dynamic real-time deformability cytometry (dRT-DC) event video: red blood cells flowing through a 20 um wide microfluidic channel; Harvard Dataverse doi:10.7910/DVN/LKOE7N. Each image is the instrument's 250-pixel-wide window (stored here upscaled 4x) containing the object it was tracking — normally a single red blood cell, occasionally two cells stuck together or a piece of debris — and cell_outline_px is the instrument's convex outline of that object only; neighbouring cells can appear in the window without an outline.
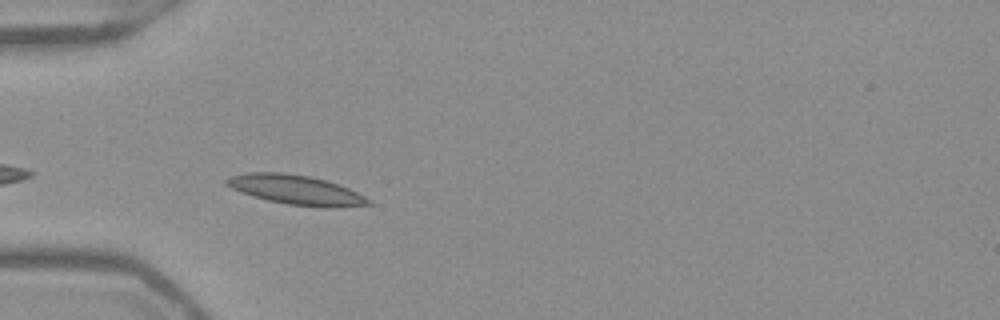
{"species": "Egyptian fruit bat (a non-hibernating species)", "species_latin": "Rousettus aegyptiacus", "temperature_condition": "warm", "stored_images_in_passage": 31, "camera_frame_rate_fps": 3000, "um_per_image_px": 0.085, "frame": {"image": 1, "passage_image": 3, "time_ms": 0.667, "image_size_px": [1000, 320], "cell_outline_px": [[372, 204], [332, 208], [324, 208], [288, 204], [268, 200], [252, 196], [240, 192], [224, 184], [224, 180], [228, 176], [248, 172], [280, 172], [308, 176], [324, 180], [348, 188], [372, 200]], "centroid_in_image_um": [25.12, 16.14], "position_along_channel_um": 59.9, "area_um2": 24.39}}
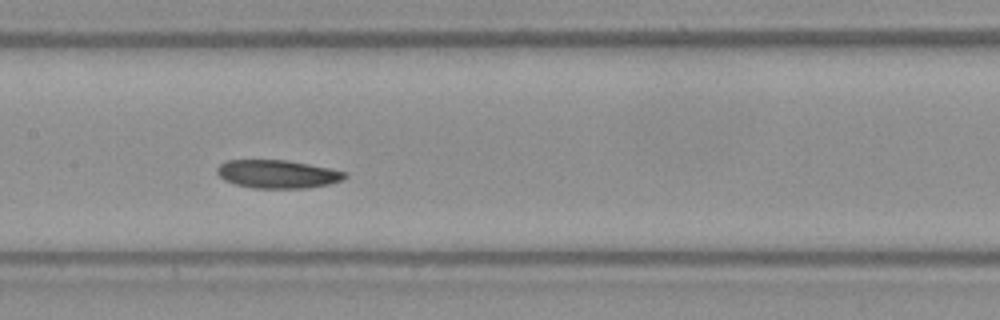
{"frame": {"image": 2, "passage_image": 13, "time_ms": 4.0, "image_size_px": [1000, 320], "cell_outline_px": [[348, 176], [344, 180], [328, 184], [308, 188], [252, 188], [236, 184], [224, 180], [216, 172], [216, 168], [224, 160], [288, 160], [348, 172]], "centroid_in_image_um": [23.6, 14.79], "position_along_channel_um": 183.8, "area_um2": 21.15}}
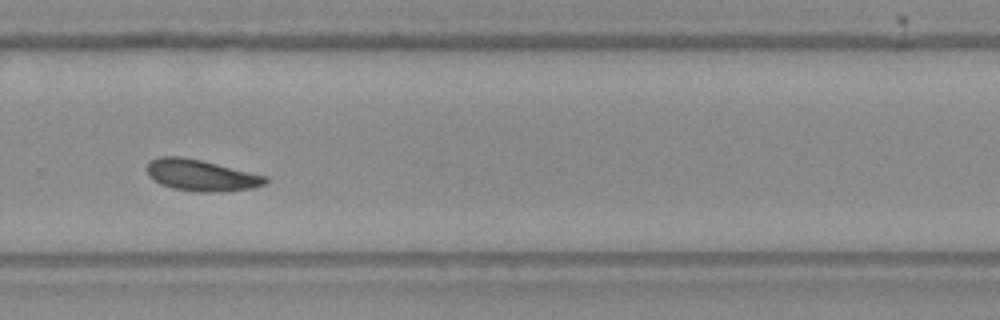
{"frame": {"image": 3, "passage_image": 23, "time_ms": 7.333, "image_size_px": [1000, 320], "cell_outline_px": [[268, 180], [264, 184], [256, 188], [216, 192], [196, 192], [172, 188], [160, 184], [148, 176], [148, 160], [160, 156], [180, 156], [200, 160], [268, 176]], "centroid_in_image_um": [17.09, 14.9], "position_along_channel_um": 312.7, "area_um2": 21.73}}